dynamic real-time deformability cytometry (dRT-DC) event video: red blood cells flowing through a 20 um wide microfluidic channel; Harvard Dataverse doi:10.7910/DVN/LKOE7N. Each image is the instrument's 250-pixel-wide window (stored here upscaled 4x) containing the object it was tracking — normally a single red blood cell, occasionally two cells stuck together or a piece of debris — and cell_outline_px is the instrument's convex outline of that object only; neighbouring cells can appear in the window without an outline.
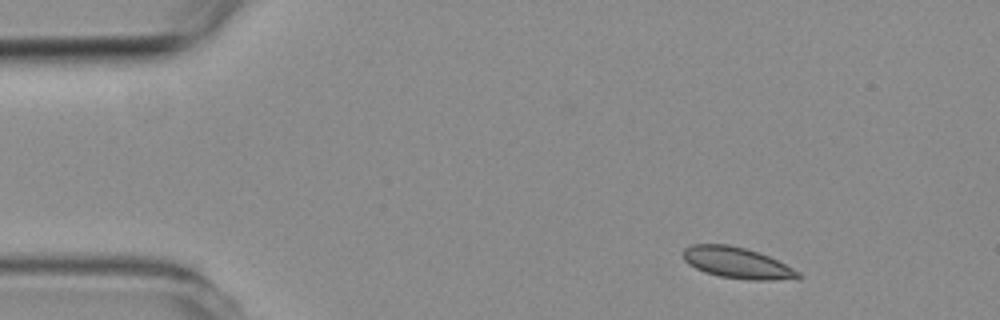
{"species": "common noctule bat (a hibernating species)", "species_latin": "Nyctalus noctula", "temperature_condition": "room temperature", "stored_images_in_passage": 4, "camera_frame_rate_fps": 3000, "um_per_image_px": 0.085, "animal": {"sex": "female", "body_mass_g": 19.3, "forearm_length_mm": 54.1}, "frame": {"image": 1, "passage_image": 1, "time_ms": 0.0, "image_size_px": [1000, 320], "cell_outline_px": [[804, 276], [800, 280], [748, 280], [720, 276], [704, 272], [688, 264], [684, 260], [684, 248], [692, 244], [728, 244], [744, 248], [768, 256], [800, 272]], "centroid_in_image_um": [62.7, 22.36], "position_along_channel_um": 22.3, "area_um2": 20.92}}